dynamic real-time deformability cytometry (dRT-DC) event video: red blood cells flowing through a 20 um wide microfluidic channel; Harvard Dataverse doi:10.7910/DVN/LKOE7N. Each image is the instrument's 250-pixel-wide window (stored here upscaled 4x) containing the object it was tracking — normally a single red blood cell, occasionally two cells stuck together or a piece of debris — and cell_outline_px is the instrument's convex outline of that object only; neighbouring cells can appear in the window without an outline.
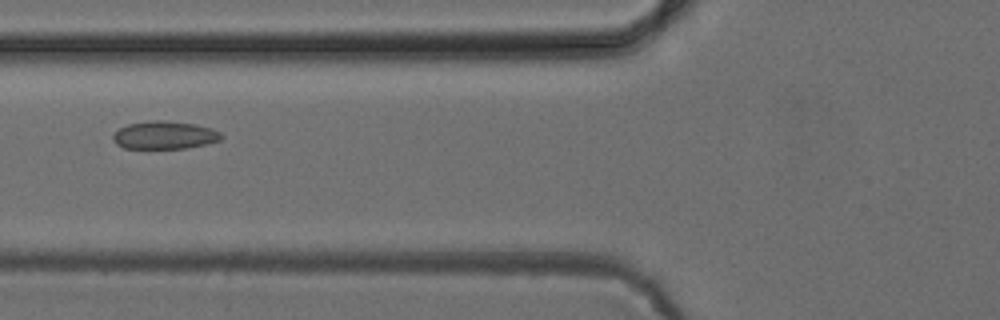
{"species": "common noctule bat (a hibernating species)", "species_latin": "Nyctalus noctula", "temperature_condition": "cold", "stored_images_in_passage": 6, "camera_frame_rate_fps": 3000, "um_per_image_px": 0.085, "animal": {"sex": "female", "body_mass_g": 24.6, "forearm_length_mm": 56.2}, "frame": {"image": 1, "passage_image": 5, "time_ms": 5.667, "image_size_px": [1000, 320], "cell_outline_px": [[224, 136], [220, 140], [204, 144], [184, 148], [124, 148], [116, 144], [112, 140], [112, 136], [120, 128], [128, 124], [152, 120], [164, 120], [196, 124], [212, 128], [220, 132]], "centroid_in_image_um": [13.99, 11.48], "position_along_channel_um": 111.8, "area_um2": 17.57}}
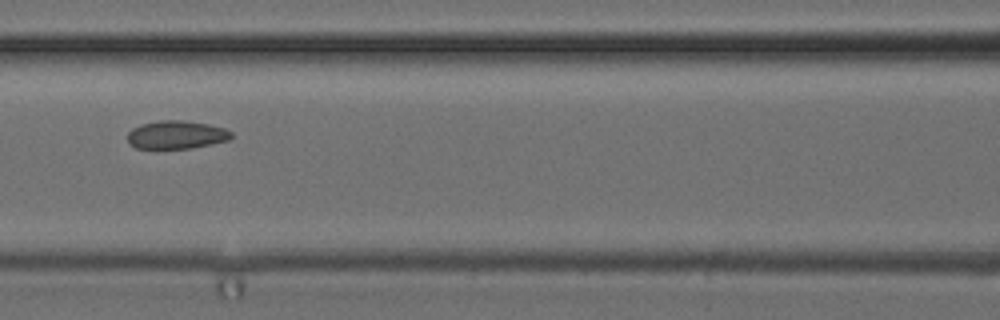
{"frame": {"image": 2, "passage_image": 6, "time_ms": 6.667, "image_size_px": [1000, 320], "cell_outline_px": [[232, 136], [228, 140], [212, 144], [192, 148], [136, 148], [128, 144], [128, 132], [132, 128], [140, 124], [160, 120], [184, 120], [208, 124], [224, 128], [232, 132]], "centroid_in_image_um": [14.98, 11.45], "position_along_channel_um": 151.6, "area_um2": 17.11}}